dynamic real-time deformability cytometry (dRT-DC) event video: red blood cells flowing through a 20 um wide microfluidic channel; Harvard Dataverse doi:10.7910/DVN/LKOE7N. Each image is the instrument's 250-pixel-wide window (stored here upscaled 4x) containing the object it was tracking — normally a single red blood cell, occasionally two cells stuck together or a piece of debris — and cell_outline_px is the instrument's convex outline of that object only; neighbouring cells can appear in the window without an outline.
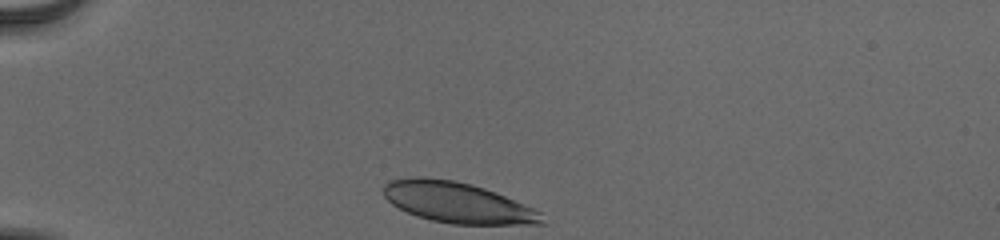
{"species": "human", "species_latin": "Homo sapiens", "temperature_condition": "cold", "stored_images_in_passage": 33, "camera_frame_rate_fps": 3000, "um_per_image_px": 0.085, "donor": {"sex": "male"}, "frame": {"image": 1, "passage_image": 1, "time_ms": 0.0, "image_size_px": [1000, 240], "cell_outline_px": [[548, 224], [452, 224], [432, 220], [416, 216], [392, 204], [384, 196], [384, 184], [388, 180], [412, 176], [424, 176], [456, 180], [472, 184], [496, 192], [524, 204], [540, 212]], "centroid_in_image_um": [38.87, 17.2], "position_along_channel_um": 46.1, "area_um2": 37.74}}
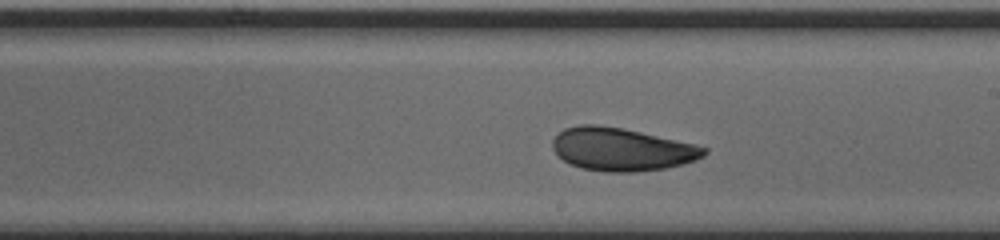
{"frame": {"image": 2, "passage_image": 19, "time_ms": 6.0, "image_size_px": [1000, 240], "cell_outline_px": [[708, 152], [704, 156], [696, 160], [664, 168], [636, 172], [604, 172], [580, 168], [564, 160], [552, 148], [552, 140], [564, 128], [580, 124], [600, 124], [624, 128], [696, 144], [708, 148]], "centroid_in_image_um": [52.85, 12.68], "position_along_channel_um": 236.1, "area_um2": 38.09}}
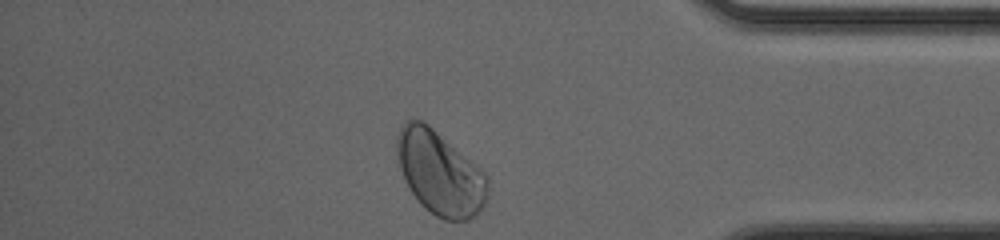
{"frame": {"image": 3, "passage_image": 33, "time_ms": 10.667, "image_size_px": [1000, 240], "cell_outline_px": [[488, 188], [484, 204], [476, 216], [468, 220], [444, 220], [436, 216], [424, 208], [420, 204], [408, 188], [400, 168], [396, 156], [396, 136], [404, 120], [412, 116], [428, 124], [480, 168], [488, 176]], "centroid_in_image_um": [37.35, 14.68], "position_along_channel_um": 397.8, "area_um2": 44.56}, "authors_computed_cell_mechanics": {"area_um2": 37.7434, "velocity_mm_per_s": 3.8586, "shape_relaxation_time_tau1_ms": 3.186, "shape_relaxation_time_tau2_ms": 0.9107, "deformation_change_tau1": 0.1053, "deformation_change_tau2": 0.0399}}